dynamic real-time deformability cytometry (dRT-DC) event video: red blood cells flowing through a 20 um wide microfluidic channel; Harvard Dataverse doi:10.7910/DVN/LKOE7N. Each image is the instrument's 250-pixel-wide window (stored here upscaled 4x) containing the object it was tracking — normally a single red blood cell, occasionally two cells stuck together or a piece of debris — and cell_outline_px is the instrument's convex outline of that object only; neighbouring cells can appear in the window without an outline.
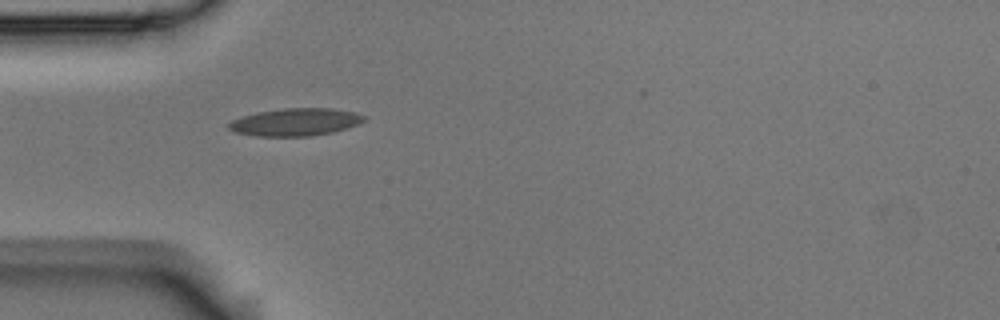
{"species": "Egyptian fruit bat (a non-hibernating species)", "species_latin": "Rousettus aegyptiacus", "temperature_condition": "room temperature", "stored_images_in_passage": 4, "camera_frame_rate_fps": 3000, "um_per_image_px": 0.085, "animal": {"sex": "male"}, "frame": {"image": 1, "passage_image": 3, "time_ms": 0.667, "image_size_px": [1000, 320], "cell_outline_px": [[368, 116], [364, 120], [356, 124], [332, 132], [312, 136], [256, 136], [236, 132], [228, 128], [228, 124], [232, 120], [256, 112], [284, 108], [332, 108], [356, 112]], "centroid_in_image_um": [25.12, 10.36], "position_along_channel_um": 59.9, "area_um2": 21.62}}
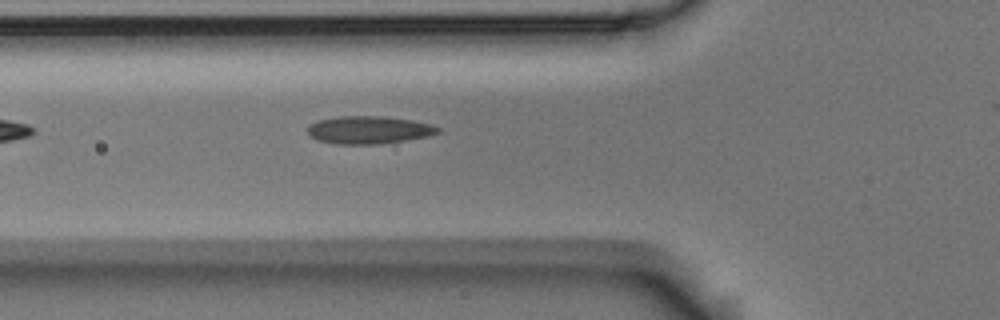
{"frame": {"image": 2, "passage_image": 4, "time_ms": 1.0, "image_size_px": [1000, 320], "cell_outline_px": [[440, 132], [428, 136], [380, 144], [336, 144], [316, 140], [308, 132], [308, 128], [316, 120], [340, 116], [384, 116], [412, 120], [432, 124], [440, 128]], "centroid_in_image_um": [31.37, 11.04], "position_along_channel_um": 94.4, "area_um2": 21.04}}